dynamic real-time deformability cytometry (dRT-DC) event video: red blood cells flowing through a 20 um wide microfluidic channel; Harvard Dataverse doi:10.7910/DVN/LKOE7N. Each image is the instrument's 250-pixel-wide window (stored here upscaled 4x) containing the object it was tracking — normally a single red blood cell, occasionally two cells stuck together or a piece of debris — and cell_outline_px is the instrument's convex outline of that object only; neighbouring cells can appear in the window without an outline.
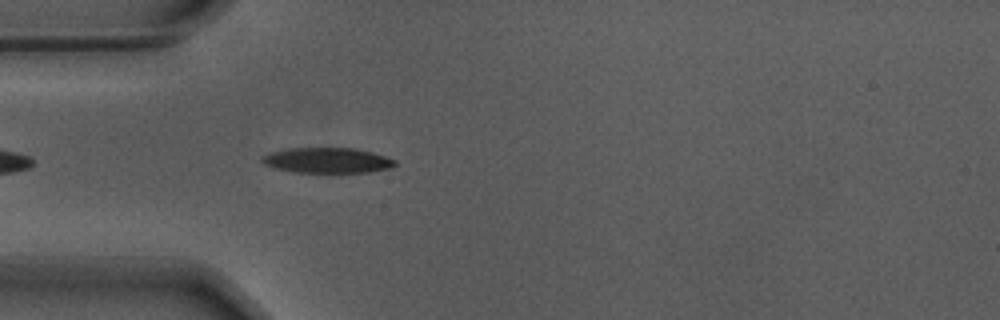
{"species": "Egyptian fruit bat (a non-hibernating species)", "species_latin": "Rousettus aegyptiacus", "temperature_condition": "warm", "stored_images_in_passage": 27, "camera_frame_rate_fps": 3000, "um_per_image_px": 0.085, "animal": {"sex": "male"}, "frame": {"image": 1, "passage_image": 4, "time_ms": 1.0, "image_size_px": [1000, 320], "cell_outline_px": [[396, 164], [392, 168], [368, 172], [336, 176], [292, 172], [276, 168], [264, 164], [260, 160], [260, 156], [272, 152], [288, 148], [356, 148], [372, 152], [396, 160]], "centroid_in_image_um": [27.83, 13.68], "position_along_channel_um": 57.2, "area_um2": 20.75}}
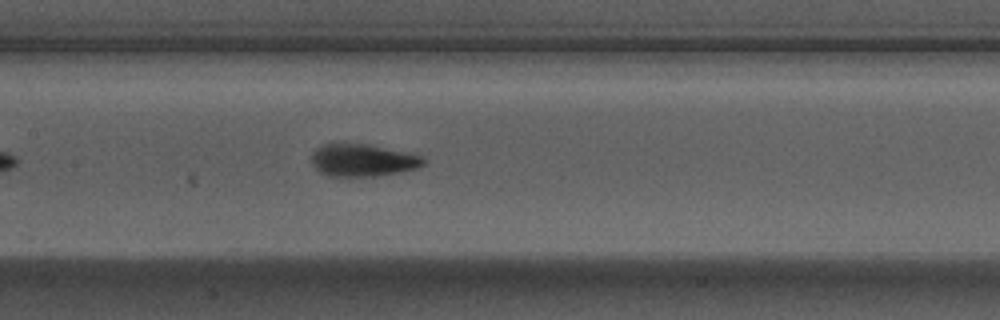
{"frame": {"image": 2, "passage_image": 14, "time_ms": 4.333, "image_size_px": [1000, 320], "cell_outline_px": [[428, 160], [424, 164], [416, 168], [400, 172], [376, 176], [328, 176], [320, 172], [312, 164], [312, 152], [316, 148], [324, 144], [368, 144], [424, 156]], "centroid_in_image_um": [30.85, 13.62], "position_along_channel_um": 176.5, "area_um2": 21.1}}
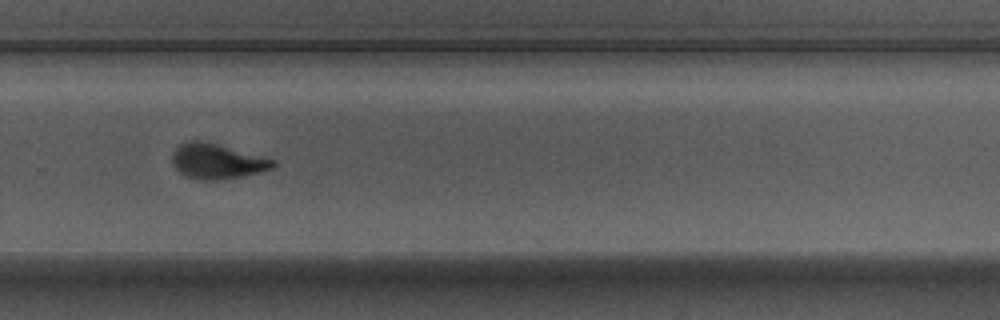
{"frame": {"image": 3, "passage_image": 25, "time_ms": 8.0, "image_size_px": [1000, 320], "cell_outline_px": [[276, 164], [272, 168], [240, 176], [216, 180], [204, 180], [188, 176], [180, 172], [172, 164], [172, 152], [180, 144], [188, 140], [200, 140], [216, 144], [276, 160]], "centroid_in_image_um": [18.4, 13.69], "position_along_channel_um": 311.4, "area_um2": 20.17}}